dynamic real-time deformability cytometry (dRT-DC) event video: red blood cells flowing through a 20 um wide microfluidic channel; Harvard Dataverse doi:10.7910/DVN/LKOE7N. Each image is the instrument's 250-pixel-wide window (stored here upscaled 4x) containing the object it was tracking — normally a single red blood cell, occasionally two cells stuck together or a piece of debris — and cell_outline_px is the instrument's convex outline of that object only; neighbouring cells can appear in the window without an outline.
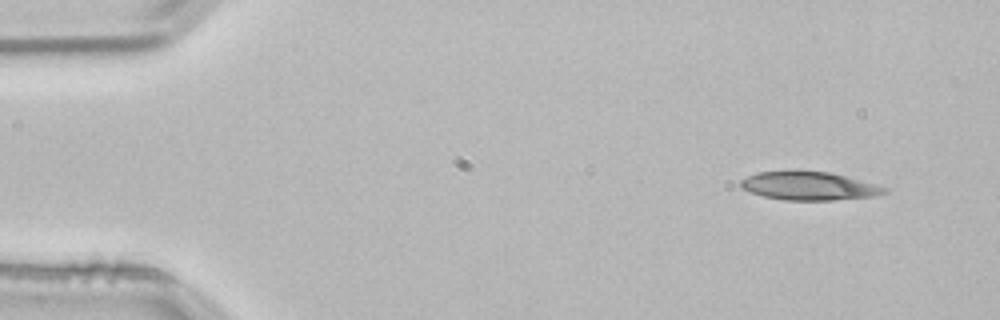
{"species": "common noctule bat (a hibernating species)", "species_latin": "Nyctalus noctula", "temperature_condition": "room temperature", "stored_images_in_passage": 2, "camera_frame_rate_fps": 3000, "um_per_image_px": 0.085, "animal": {"sex": "male", "body_mass_g": 21.5, "forearm_length_mm": 52.0}, "frame": {"image": 1, "passage_image": 1, "time_ms": 0.0, "image_size_px": [1000, 320], "cell_outline_px": [[888, 192], [872, 196], [832, 200], [784, 200], [764, 196], [748, 192], [740, 184], [740, 180], [756, 172], [800, 168], [832, 172], [876, 184], [888, 188]], "centroid_in_image_um": [68.74, 15.76], "position_along_channel_um": 16.3, "area_um2": 24.51}}